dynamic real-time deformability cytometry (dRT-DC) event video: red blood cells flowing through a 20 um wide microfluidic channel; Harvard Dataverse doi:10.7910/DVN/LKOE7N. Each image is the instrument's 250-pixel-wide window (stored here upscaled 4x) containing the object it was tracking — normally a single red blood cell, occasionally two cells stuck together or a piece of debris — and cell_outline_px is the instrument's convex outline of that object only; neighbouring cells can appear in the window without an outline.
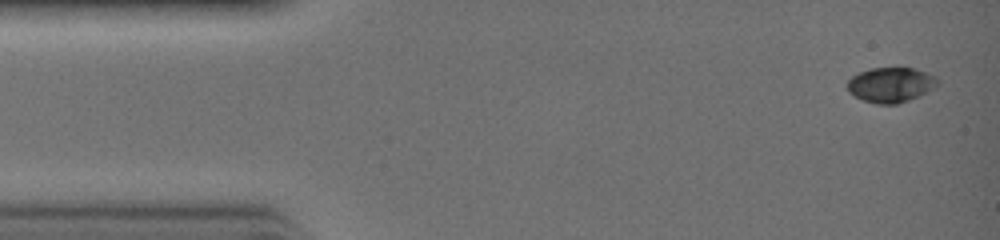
{"species": "common noctule bat (a hibernating species)", "species_latin": "Nyctalus noctula", "temperature_condition": "warm", "stored_images_in_passage": 29, "camera_frame_rate_fps": 3000, "um_per_image_px": 0.085, "animal": {"sex": "female", "body_mass_g": 19.0, "forearm_length_mm": 51.5}, "frame": {"image": 1, "passage_image": 1, "time_ms": 0.0, "image_size_px": [1000, 240], "cell_outline_px": [[940, 84], [936, 88], [920, 96], [896, 104], [876, 104], [860, 100], [848, 92], [848, 80], [852, 76], [860, 72], [872, 68], [912, 68], [924, 72], [932, 76]], "centroid_in_image_um": [75.7, 7.23], "position_along_channel_um": 9.3, "area_um2": 18.38}}
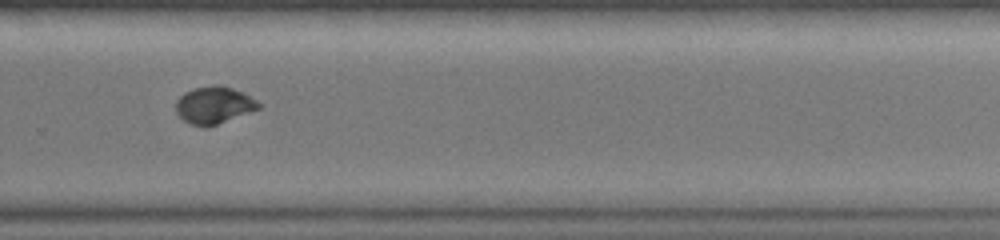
{"frame": {"image": 2, "passage_image": 21, "time_ms": 6.667, "image_size_px": [1000, 240], "cell_outline_px": [[260, 108], [216, 124], [204, 128], [188, 124], [176, 112], [176, 100], [184, 92], [192, 88], [212, 84], [220, 84], [244, 92], [256, 100], [260, 104]], "centroid_in_image_um": [18.15, 8.91], "position_along_channel_um": 311.6, "area_um2": 18.03}}
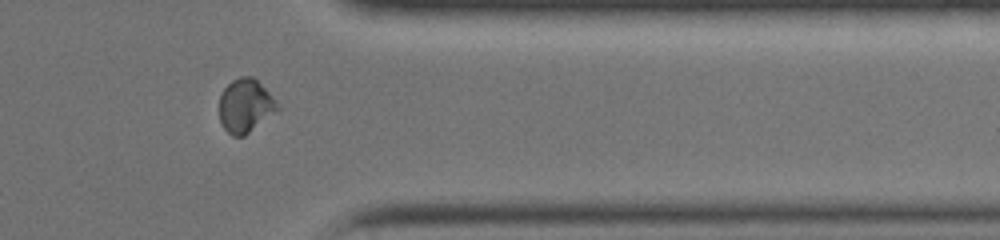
{"frame": {"image": 3, "passage_image": 25, "time_ms": 8.0, "image_size_px": [1000, 240], "cell_outline_px": [[280, 108], [244, 136], [232, 136], [224, 128], [220, 120], [220, 96], [224, 88], [232, 80], [240, 76], [252, 76], [280, 104]], "centroid_in_image_um": [20.85, 8.98], "position_along_channel_um": 390.5, "area_um2": 17.92}}